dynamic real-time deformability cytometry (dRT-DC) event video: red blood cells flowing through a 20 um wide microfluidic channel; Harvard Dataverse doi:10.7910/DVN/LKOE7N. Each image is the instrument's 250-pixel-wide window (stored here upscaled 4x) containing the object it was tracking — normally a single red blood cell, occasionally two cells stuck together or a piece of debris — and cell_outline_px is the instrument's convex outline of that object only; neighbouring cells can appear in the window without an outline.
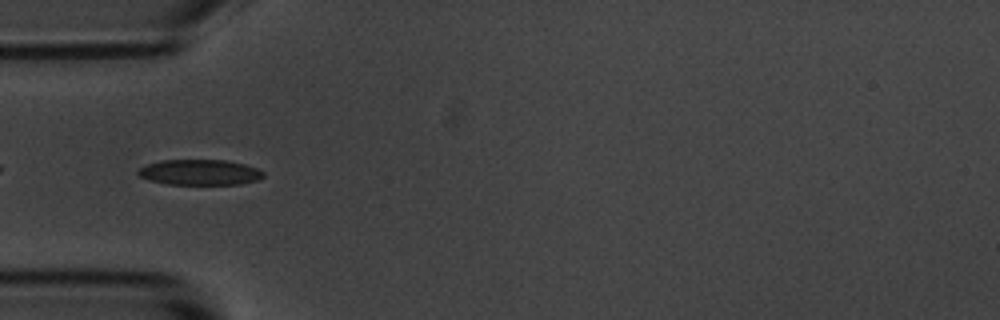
{"species": "common noctule bat (a hibernating species)", "species_latin": "Nyctalus noctula", "temperature_condition": "room temperature", "stored_images_in_passage": 7, "camera_frame_rate_fps": 3000, "um_per_image_px": 0.085, "animal": {"sex": "male", "body_mass_g": 20.1, "forearm_length_mm": 53.5}, "frame": {"image": 1, "passage_image": 5, "time_ms": 1.333, "image_size_px": [1000, 320], "cell_outline_px": [[264, 176], [256, 180], [240, 184], [168, 184], [148, 180], [140, 176], [136, 172], [140, 168], [148, 164], [160, 160], [224, 160], [244, 164], [256, 168], [264, 172]], "centroid_in_image_um": [16.96, 14.64], "position_along_channel_um": 68.0, "area_um2": 18.5}}
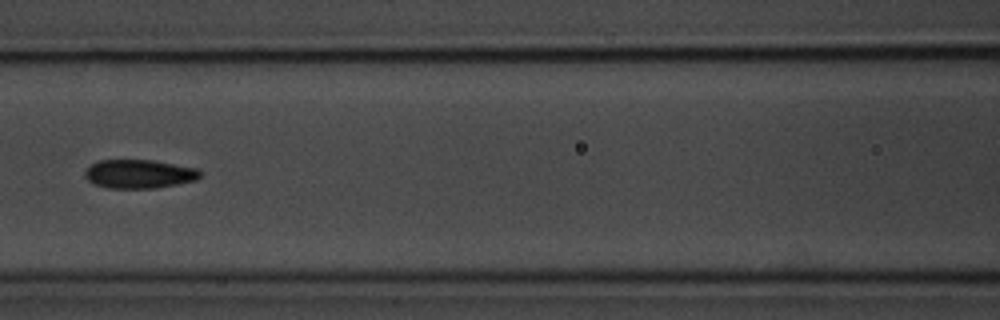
{"frame": {"image": 2, "passage_image": 7, "time_ms": 2.0, "image_size_px": [1000, 320], "cell_outline_px": [[200, 176], [196, 180], [156, 188], [108, 188], [96, 184], [88, 180], [84, 176], [84, 172], [92, 164], [100, 160], [152, 160], [196, 168], [200, 172]], "centroid_in_image_um": [11.81, 14.78], "position_along_channel_um": 154.8, "area_um2": 19.07}}